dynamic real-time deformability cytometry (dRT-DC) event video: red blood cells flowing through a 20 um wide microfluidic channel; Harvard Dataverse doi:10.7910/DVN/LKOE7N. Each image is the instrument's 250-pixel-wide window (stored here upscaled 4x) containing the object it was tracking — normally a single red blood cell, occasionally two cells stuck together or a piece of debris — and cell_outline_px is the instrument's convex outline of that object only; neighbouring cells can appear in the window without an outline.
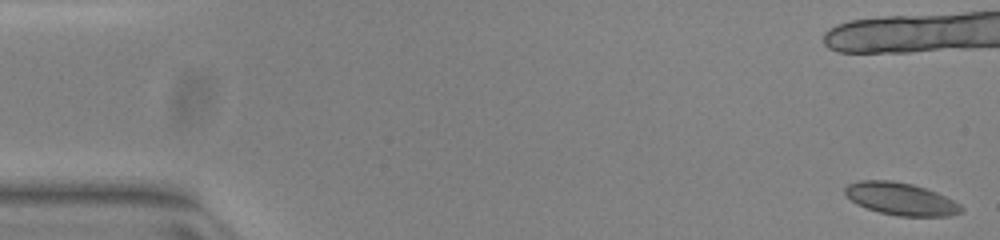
{"species": "common noctule bat (a hibernating species)", "species_latin": "Nyctalus noctula", "temperature_condition": "warm", "stored_images_in_passage": 18, "camera_frame_rate_fps": 3000, "um_per_image_px": 0.085, "animal": {"sex": "female", "body_mass_g": 23.0, "forearm_length_mm": 53.4}, "frame": {"image": 1, "passage_image": 1, "time_ms": 0.0, "image_size_px": [1000, 240], "cell_outline_px": [[964, 212], [948, 216], [896, 216], [880, 212], [856, 204], [844, 192], [844, 188], [848, 184], [860, 180], [892, 180], [912, 184], [936, 192], [960, 204], [964, 208]], "centroid_in_image_um": [76.58, 16.91], "position_along_channel_um": 8.4, "area_um2": 21.91}}